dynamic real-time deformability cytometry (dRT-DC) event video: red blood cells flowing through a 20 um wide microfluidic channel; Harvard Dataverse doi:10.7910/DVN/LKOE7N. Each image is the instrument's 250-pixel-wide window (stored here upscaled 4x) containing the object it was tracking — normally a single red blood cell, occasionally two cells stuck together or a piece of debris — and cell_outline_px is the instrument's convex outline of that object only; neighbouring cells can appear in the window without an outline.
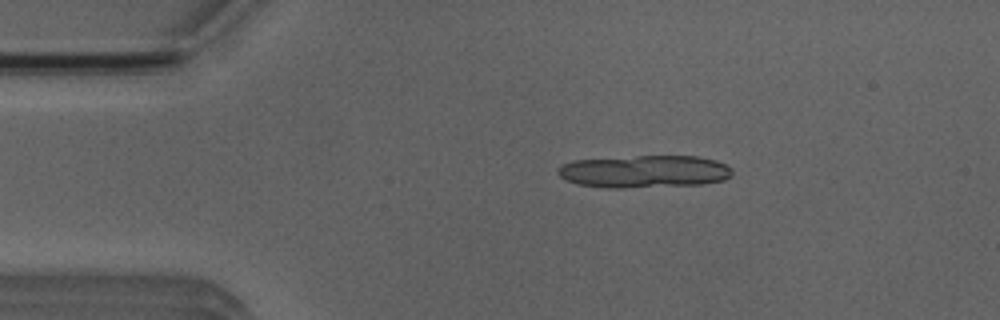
{"species": "Egyptian fruit bat (a non-hibernating species)", "species_latin": "Rousettus aegyptiacus", "temperature_condition": "room temperature", "stored_images_in_passage": 3, "camera_frame_rate_fps": 3000, "um_per_image_px": 0.085, "animal": {"sex": "male"}, "frame": {"image": 1, "passage_image": 1, "time_ms": 0.0, "image_size_px": [1000, 320], "cell_outline_px": [[732, 172], [724, 180], [704, 184], [624, 188], [604, 188], [576, 184], [560, 176], [556, 172], [560, 164], [572, 160], [636, 156], [696, 156], [716, 160], [732, 168]], "centroid_in_image_um": [54.73, 14.58], "position_along_channel_um": 30.3, "area_um2": 33.23}}